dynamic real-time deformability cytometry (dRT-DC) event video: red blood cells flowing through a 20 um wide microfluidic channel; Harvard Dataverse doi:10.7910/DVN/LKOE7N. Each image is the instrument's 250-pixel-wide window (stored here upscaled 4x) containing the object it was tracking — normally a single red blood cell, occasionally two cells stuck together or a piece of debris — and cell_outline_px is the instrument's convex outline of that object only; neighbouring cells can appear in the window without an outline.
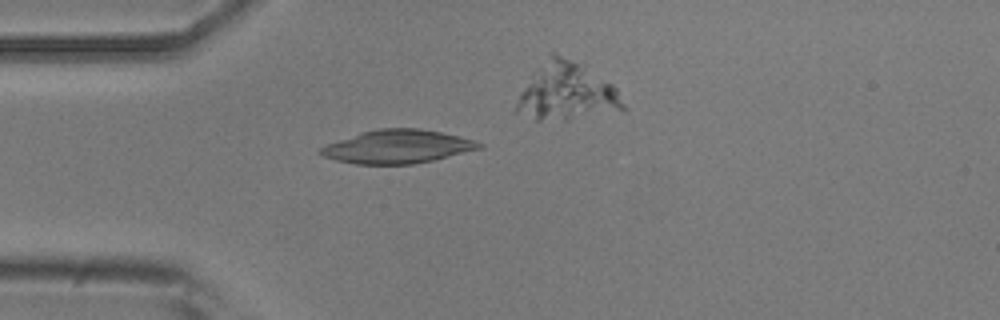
{"species": "common noctule bat (a hibernating species)", "species_latin": "Nyctalus noctula", "temperature_condition": "room temperature", "stored_images_in_passage": 5, "camera_frame_rate_fps": 3000, "um_per_image_px": 0.085, "animal": {"sex": "male", "body_mass_g": 20.5, "forearm_length_mm": 52.5}, "frame": {"image": 1, "passage_image": 4, "time_ms": 1.0, "image_size_px": [1000, 320], "cell_outline_px": [[484, 148], [432, 160], [412, 164], [356, 164], [336, 160], [324, 156], [316, 152], [320, 148], [328, 144], [360, 132], [380, 128], [420, 128], [460, 136], [476, 140], [484, 144]], "centroid_in_image_um": [33.82, 12.46], "position_along_channel_um": 51.2, "area_um2": 30.87}}